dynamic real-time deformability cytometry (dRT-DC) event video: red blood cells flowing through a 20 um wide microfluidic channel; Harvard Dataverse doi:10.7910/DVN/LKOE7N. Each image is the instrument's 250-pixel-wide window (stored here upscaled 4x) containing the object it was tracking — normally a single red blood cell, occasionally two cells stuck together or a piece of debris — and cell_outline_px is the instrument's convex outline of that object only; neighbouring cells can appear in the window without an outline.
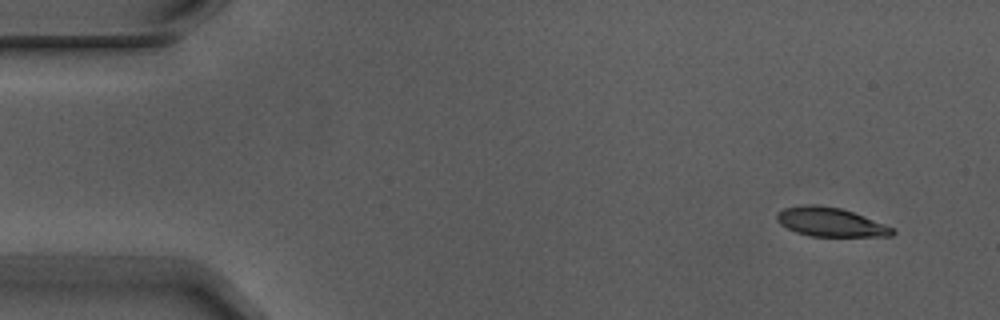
{"species": "Egyptian fruit bat (a non-hibernating species)", "species_latin": "Rousettus aegyptiacus", "temperature_condition": "warm", "stored_images_in_passage": 8, "camera_frame_rate_fps": 3000, "um_per_image_px": 0.085, "animal": {"sex": "male"}, "frame": {"image": 1, "passage_image": 1, "time_ms": 0.0, "image_size_px": [1000, 320], "cell_outline_px": [[896, 232], [892, 236], [812, 236], [796, 232], [780, 224], [776, 220], [776, 212], [784, 208], [808, 204], [812, 204], [840, 208], [864, 216], [884, 224], [892, 228]], "centroid_in_image_um": [70.56, 18.87], "position_along_channel_um": 14.4, "area_um2": 19.31}}
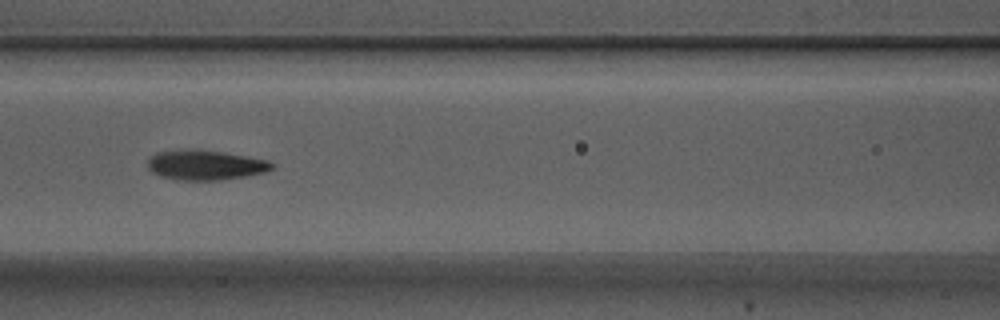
{"frame": {"image": 2, "passage_image": 6, "time_ms": 1.667, "image_size_px": [1000, 320], "cell_outline_px": [[276, 168], [264, 172], [244, 176], [220, 180], [176, 180], [160, 176], [152, 172], [148, 168], [148, 160], [156, 152], [196, 148], [224, 152], [268, 160], [276, 164]], "centroid_in_image_um": [17.47, 14.02], "position_along_channel_um": 149.1, "area_um2": 21.85}}
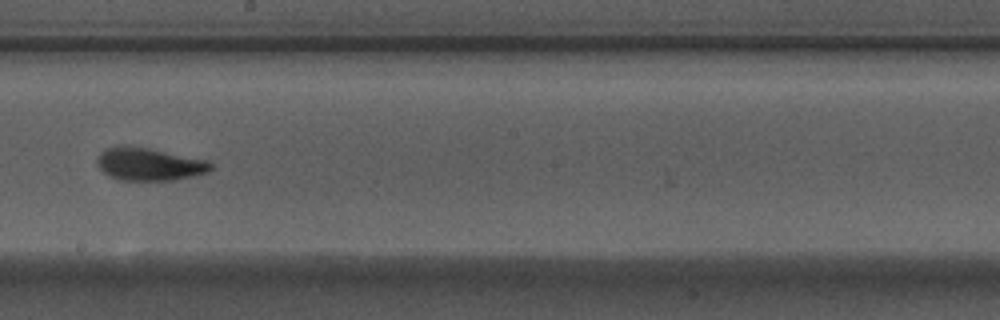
{"frame": {"image": 3, "passage_image": 8, "time_ms": 2.333, "image_size_px": [1000, 320], "cell_outline_px": [[212, 168], [208, 172], [192, 176], [172, 180], [120, 180], [108, 176], [100, 168], [96, 160], [100, 152], [104, 148], [124, 144], [148, 148], [208, 160], [212, 164]], "centroid_in_image_um": [12.64, 13.94], "position_along_channel_um": 235.6, "area_um2": 21.79}}